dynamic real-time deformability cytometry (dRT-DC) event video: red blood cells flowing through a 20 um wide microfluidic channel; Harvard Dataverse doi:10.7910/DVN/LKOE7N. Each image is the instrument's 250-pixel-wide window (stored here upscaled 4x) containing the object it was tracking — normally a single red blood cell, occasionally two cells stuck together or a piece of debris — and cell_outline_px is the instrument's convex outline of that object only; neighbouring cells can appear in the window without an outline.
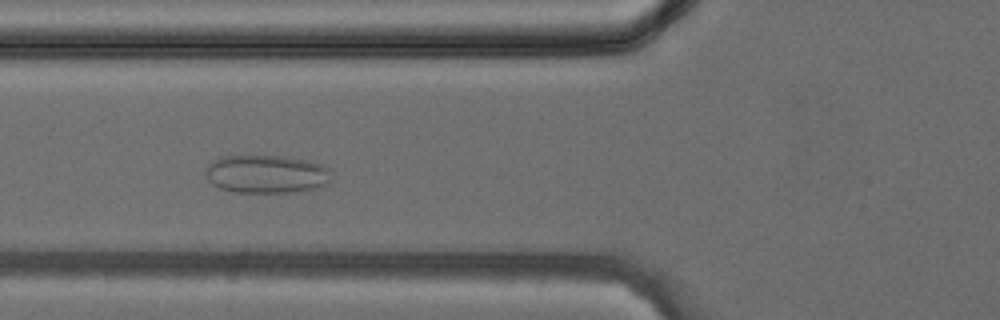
{"species": "common noctule bat (a hibernating species)", "species_latin": "Nyctalus noctula", "temperature_condition": "cold", "stored_images_in_passage": 38, "camera_frame_rate_fps": 3000, "um_per_image_px": 0.085, "animal": {"sex": "female", "body_mass_g": 24.6, "forearm_length_mm": 56.2}, "frame": {"image": 1, "passage_image": 12, "time_ms": 3.667, "image_size_px": [1000, 320], "cell_outline_px": [[332, 180], [328, 184], [300, 192], [236, 192], [220, 188], [212, 184], [204, 176], [204, 168], [212, 160], [220, 156], [284, 156], [304, 160], [320, 164], [328, 168], [332, 172]], "centroid_in_image_um": [22.62, 14.8], "position_along_channel_um": 103.2, "area_um2": 28.38}}